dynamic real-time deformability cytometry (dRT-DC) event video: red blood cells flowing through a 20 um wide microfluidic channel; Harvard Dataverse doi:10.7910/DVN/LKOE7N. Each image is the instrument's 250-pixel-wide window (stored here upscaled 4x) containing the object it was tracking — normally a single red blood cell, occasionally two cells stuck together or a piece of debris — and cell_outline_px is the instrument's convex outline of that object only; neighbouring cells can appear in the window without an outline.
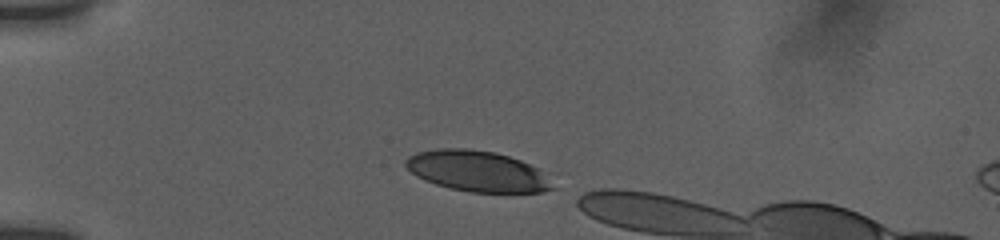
{"species": "human", "species_latin": "Homo sapiens", "temperature_condition": "room temperature", "stored_images_in_passage": 4, "camera_frame_rate_fps": 3000, "um_per_image_px": 0.085, "donor": {"sex": "female"}, "frame": {"image": 1, "passage_image": 1, "time_ms": 0.0, "image_size_px": [1000, 240], "cell_outline_px": [[556, 188], [540, 192], [472, 192], [448, 188], [424, 180], [416, 176], [404, 164], [404, 160], [408, 156], [416, 152], [436, 148], [464, 148], [496, 152], [520, 160], [540, 168]], "centroid_in_image_um": [40.56, 14.54], "position_along_channel_um": 44.4, "area_um2": 35.08}}